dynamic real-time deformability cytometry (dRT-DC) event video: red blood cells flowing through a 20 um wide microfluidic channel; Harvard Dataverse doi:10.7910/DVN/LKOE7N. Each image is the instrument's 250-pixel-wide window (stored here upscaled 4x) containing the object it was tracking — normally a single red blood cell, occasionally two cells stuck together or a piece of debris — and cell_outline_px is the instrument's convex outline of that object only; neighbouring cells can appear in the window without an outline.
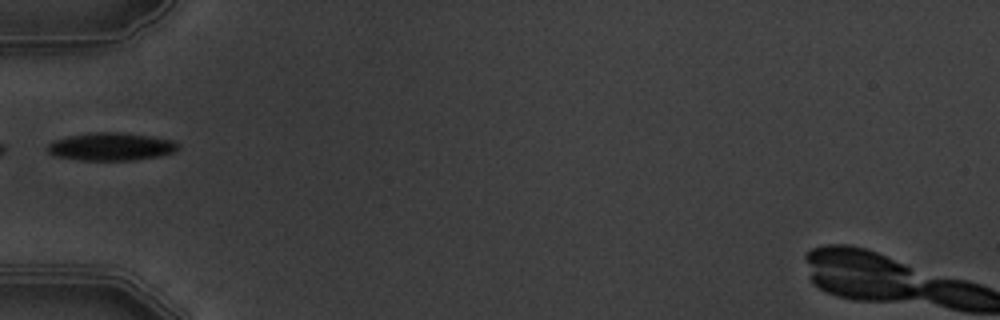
{"species": "common noctule bat (a hibernating species)", "species_latin": "Nyctalus noctula", "temperature_condition": "warm", "stored_images_in_passage": 6, "camera_frame_rate_fps": 3000, "um_per_image_px": 0.085, "animal": {"sex": "male", "body_mass_g": 19.5, "forearm_length_mm": 54.6}, "frame": {"image": 1, "passage_image": 5, "time_ms": 5.333, "image_size_px": [1000, 320], "cell_outline_px": [[180, 144], [172, 152], [160, 156], [132, 160], [80, 160], [56, 156], [48, 152], [48, 144], [52, 140], [68, 136], [88, 132], [120, 132], [152, 136], [172, 140]], "centroid_in_image_um": [9.41, 12.45], "position_along_channel_um": 75.6, "area_um2": 21.21}}